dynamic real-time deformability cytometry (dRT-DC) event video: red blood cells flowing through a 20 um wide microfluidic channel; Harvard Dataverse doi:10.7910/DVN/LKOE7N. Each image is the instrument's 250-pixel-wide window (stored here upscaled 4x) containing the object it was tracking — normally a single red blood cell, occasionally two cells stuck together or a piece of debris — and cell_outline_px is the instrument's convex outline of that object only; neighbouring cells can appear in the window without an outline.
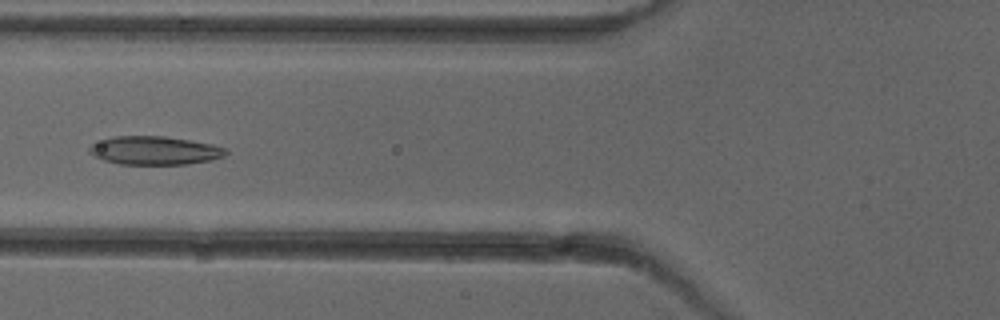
{"species": "common noctule bat (a hibernating species)", "species_latin": "Nyctalus noctula", "temperature_condition": "cold", "stored_images_in_passage": 7, "camera_frame_rate_fps": 3000, "um_per_image_px": 0.085, "animal": {"sex": "female"}, "frame": {"image": 1, "passage_image": 6, "time_ms": 6.0, "image_size_px": [1000, 320], "cell_outline_px": [[228, 152], [224, 156], [212, 160], [188, 164], [120, 164], [104, 160], [92, 156], [88, 152], [88, 148], [92, 144], [116, 136], [164, 136], [212, 144], [228, 148]], "centroid_in_image_um": [13.17, 12.8], "position_along_channel_um": 112.6, "area_um2": 22.6}}
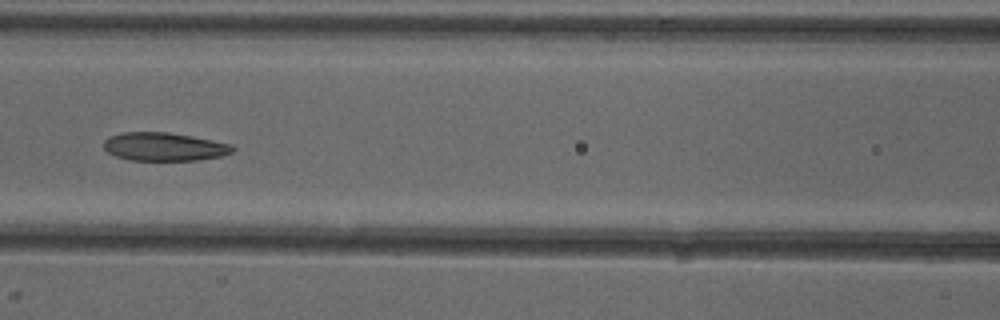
{"frame": {"image": 2, "passage_image": 7, "time_ms": 7.0, "image_size_px": [1000, 320], "cell_outline_px": [[236, 148], [232, 152], [220, 156], [200, 160], [128, 160], [116, 156], [108, 152], [104, 148], [104, 140], [108, 136], [124, 132], [168, 132], [192, 136], [232, 144]], "centroid_in_image_um": [13.95, 12.47], "position_along_channel_um": 152.6, "area_um2": 21.33}}